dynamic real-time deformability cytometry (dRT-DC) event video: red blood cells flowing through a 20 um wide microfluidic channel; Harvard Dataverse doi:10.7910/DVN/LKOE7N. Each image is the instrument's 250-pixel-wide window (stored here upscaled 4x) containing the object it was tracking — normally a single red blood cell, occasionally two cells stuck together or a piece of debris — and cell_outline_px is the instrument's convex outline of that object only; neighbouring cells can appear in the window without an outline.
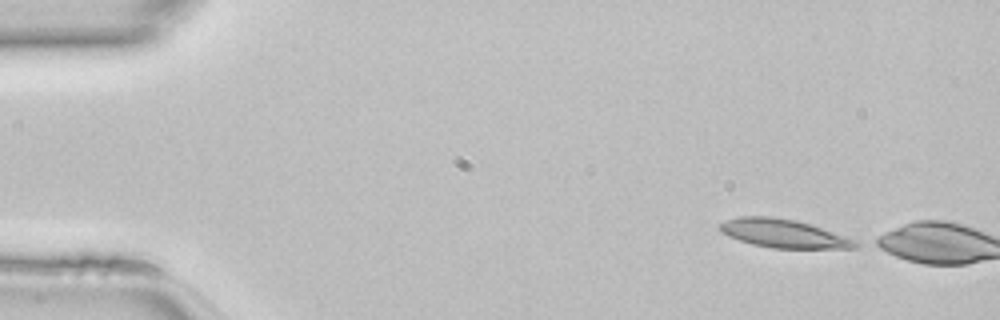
{"species": "common noctule bat (a hibernating species)", "species_latin": "Nyctalus noctula", "temperature_condition": "room temperature", "stored_images_in_passage": 3, "camera_frame_rate_fps": 3000, "um_per_image_px": 0.085, "animal": {"sex": "female", "body_mass_g": 22.7, "forearm_length_mm": 54.2}, "frame": {"image": 1, "passage_image": 1, "time_ms": 0.0, "image_size_px": [1000, 320], "cell_outline_px": [[864, 244], [856, 248], [772, 248], [752, 244], [728, 236], [720, 228], [720, 224], [728, 220], [740, 216], [768, 216], [792, 220], [808, 224], [860, 240]], "centroid_in_image_um": [66.71, 19.87], "position_along_channel_um": 18.3, "area_um2": 22.25}}